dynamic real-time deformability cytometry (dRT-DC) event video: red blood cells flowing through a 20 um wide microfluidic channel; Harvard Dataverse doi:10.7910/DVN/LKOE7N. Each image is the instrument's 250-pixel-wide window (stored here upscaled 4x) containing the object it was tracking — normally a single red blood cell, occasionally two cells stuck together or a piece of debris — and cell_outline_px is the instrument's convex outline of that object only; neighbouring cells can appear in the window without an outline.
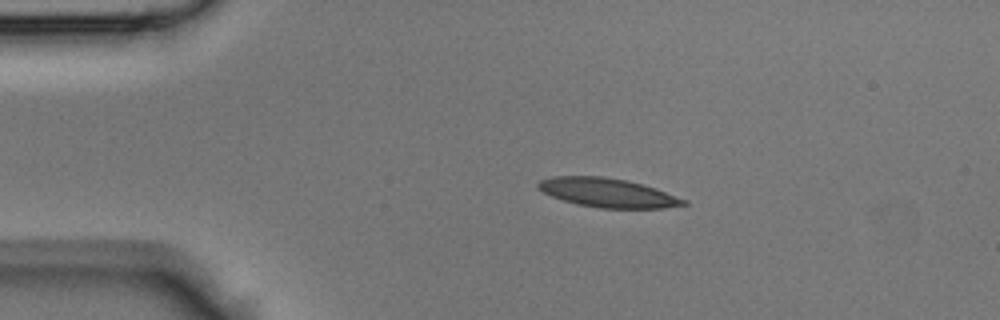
{"species": "Egyptian fruit bat (a non-hibernating species)", "species_latin": "Rousettus aegyptiacus", "temperature_condition": "room temperature", "stored_images_in_passage": 14, "camera_frame_rate_fps": 3000, "um_per_image_px": 0.085, "animal": {"sex": "male"}, "frame": {"image": 1, "passage_image": 8, "time_ms": 2.333, "image_size_px": [1000, 320], "cell_outline_px": [[688, 204], [664, 208], [600, 208], [576, 204], [552, 196], [544, 192], [536, 184], [540, 180], [552, 176], [604, 176], [628, 180], [656, 188], [688, 200]], "centroid_in_image_um": [51.69, 16.38], "position_along_channel_um": 33.3, "area_um2": 24.62}}
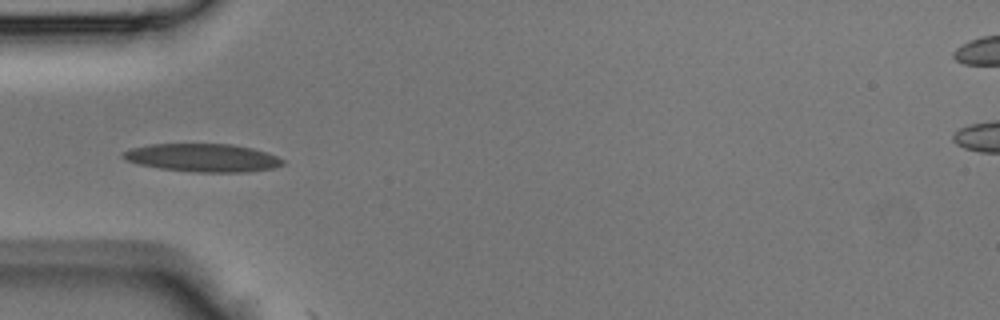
{"frame": {"image": 2, "passage_image": 13, "time_ms": 4.0, "image_size_px": [1000, 320], "cell_outline_px": [[284, 164], [272, 168], [244, 172], [196, 172], [160, 168], [140, 164], [124, 160], [120, 156], [120, 152], [132, 148], [148, 144], [232, 144], [252, 148], [276, 156], [284, 160]], "centroid_in_image_um": [17.17, 13.4], "position_along_channel_um": 67.8, "area_um2": 26.07}}